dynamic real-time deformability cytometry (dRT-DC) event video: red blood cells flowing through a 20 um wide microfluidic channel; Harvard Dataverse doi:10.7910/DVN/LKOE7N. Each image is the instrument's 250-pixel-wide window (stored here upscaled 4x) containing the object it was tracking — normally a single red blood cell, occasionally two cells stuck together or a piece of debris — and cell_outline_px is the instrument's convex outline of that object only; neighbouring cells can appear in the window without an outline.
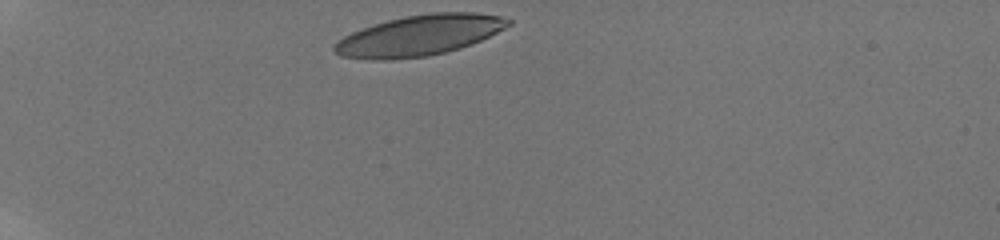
{"species": "human", "species_latin": "Homo sapiens", "temperature_condition": "room temperature", "stored_images_in_passage": 35, "camera_frame_rate_fps": 3000, "um_per_image_px": 0.085, "donor": {"sex": "male"}, "frame": {"image": 1, "passage_image": 1, "time_ms": 0.0, "image_size_px": [1000, 240], "cell_outline_px": [[512, 24], [480, 40], [460, 48], [428, 56], [388, 60], [376, 60], [340, 56], [332, 48], [344, 36], [352, 32], [388, 20], [408, 16], [432, 12], [476, 12], [500, 16], [512, 20]], "centroid_in_image_um": [35.66, 3.01], "position_along_channel_um": 49.3, "area_um2": 40.63}}
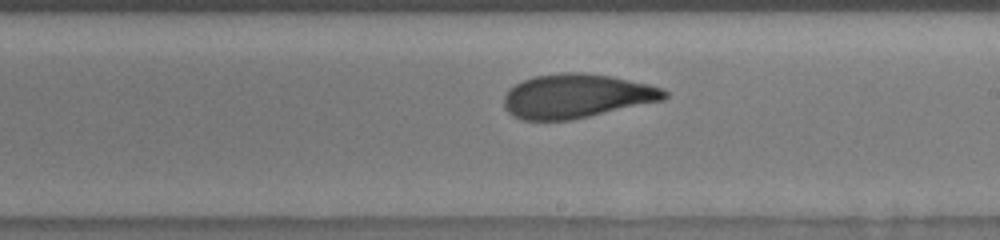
{"frame": {"image": 2, "passage_image": 20, "time_ms": 6.333, "image_size_px": [1000, 240], "cell_outline_px": [[668, 96], [664, 100], [572, 120], [520, 120], [512, 116], [504, 108], [504, 96], [508, 88], [532, 76], [564, 72], [588, 72], [612, 76], [648, 84], [664, 88], [668, 92]], "centroid_in_image_um": [49.0, 8.16], "position_along_channel_um": 240.0, "area_um2": 41.67}}
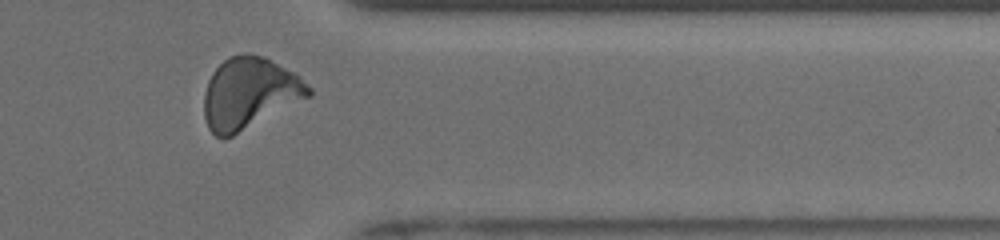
{"frame": {"image": 3, "passage_image": 32, "time_ms": 10.333, "image_size_px": [1000, 240], "cell_outline_px": [[312, 96], [224, 140], [216, 136], [208, 128], [204, 116], [204, 92], [208, 80], [212, 72], [228, 56], [244, 52], [248, 52], [264, 56], [300, 76], [312, 88]], "centroid_in_image_um": [21.2, 7.91], "position_along_channel_um": 390.2, "area_um2": 43.81}, "authors_computed_cell_mechanics": {"area_um2": 41.5004, "velocity_mm_per_s": 3.8206, "shape_relaxation_time_tau1_ms": 5.4894, "shape_relaxation_time_tau2_ms": 1.363, "deformation_change_tau1": 0.184, "deformation_change_tau2": 0.0763}}